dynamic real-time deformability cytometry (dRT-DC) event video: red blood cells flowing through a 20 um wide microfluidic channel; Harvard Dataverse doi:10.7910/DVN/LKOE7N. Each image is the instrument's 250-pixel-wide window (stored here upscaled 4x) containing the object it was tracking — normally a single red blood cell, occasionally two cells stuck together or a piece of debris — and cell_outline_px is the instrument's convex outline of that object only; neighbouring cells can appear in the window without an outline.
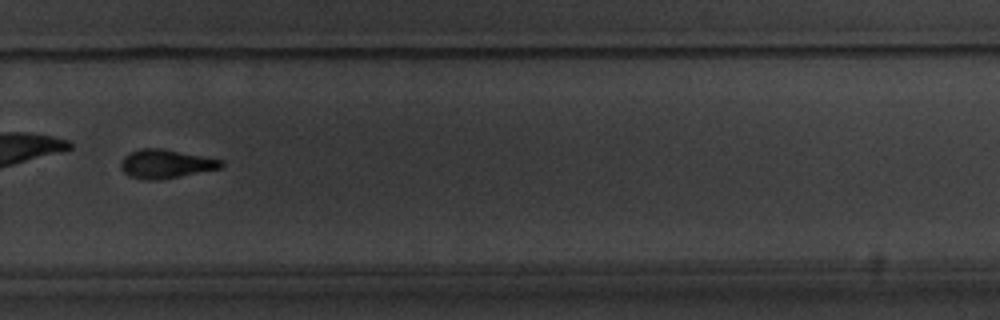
{"species": "common noctule bat (a hibernating species)", "species_latin": "Nyctalus noctula", "temperature_condition": "warm", "stored_images_in_passage": 15, "camera_frame_rate_fps": 3000, "um_per_image_px": 0.085, "animal": {"sex": "male", "body_mass_g": 20.1, "forearm_length_mm": 53.5}, "frame": {"image": 1, "passage_image": 11, "time_ms": 12.667, "image_size_px": [1000, 320], "cell_outline_px": [[224, 164], [220, 168], [160, 180], [148, 180], [128, 176], [120, 168], [120, 160], [124, 156], [140, 148], [160, 148], [224, 160]], "centroid_in_image_um": [14.06, 13.93], "position_along_channel_um": 315.7, "area_um2": 16.76}, "authors_computed_cell_mechanics": {"area_um2": 16.9932, "velocity_mm_per_s": 3.3967, "shape_relaxation_time_tau1_ms": 3.8235, "shape_relaxation_time_tau2_ms": 5.8492, "deformation_change_tau1": 0.1493, "deformation_change_tau2": 0.1273}}